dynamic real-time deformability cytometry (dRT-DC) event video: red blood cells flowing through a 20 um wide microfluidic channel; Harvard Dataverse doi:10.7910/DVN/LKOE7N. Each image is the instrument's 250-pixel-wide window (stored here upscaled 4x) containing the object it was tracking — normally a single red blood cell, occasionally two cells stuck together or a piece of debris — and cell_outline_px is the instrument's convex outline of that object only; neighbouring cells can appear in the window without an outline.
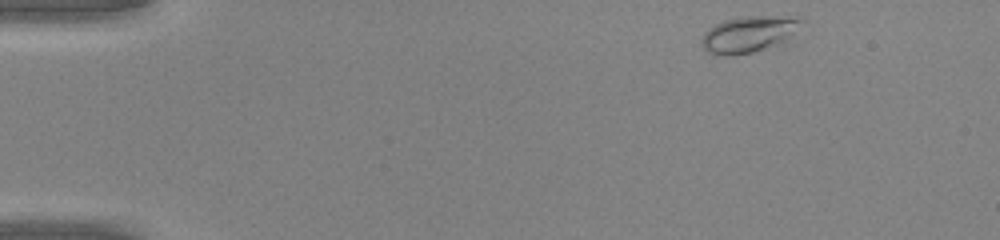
{"species": "common noctule bat (a hibernating species)", "species_latin": "Nyctalus noctula", "temperature_condition": "warm", "stored_images_in_passage": 41, "camera_frame_rate_fps": 3000, "um_per_image_px": 0.085, "animal": {"sex": "male", "body_mass_g": 20.0, "forearm_length_mm": 53.3}, "frame": {"image": 1, "passage_image": 1, "time_ms": 0.0, "image_size_px": [1000, 240], "cell_outline_px": [[804, 20], [788, 36], [776, 44], [752, 52], [732, 56], [712, 56], [700, 44], [700, 40], [704, 32], [716, 24], [724, 20], [740, 16], [800, 16]], "centroid_in_image_um": [63.54, 2.9], "position_along_channel_um": 21.5, "area_um2": 20.98}}
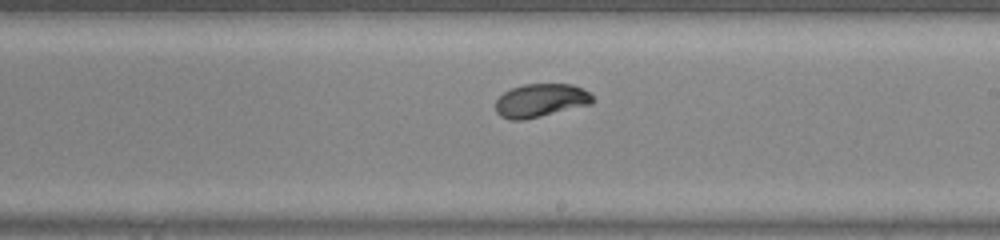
{"frame": {"image": 2, "passage_image": 23, "time_ms": 7.333, "image_size_px": [1000, 240], "cell_outline_px": [[596, 100], [592, 104], [524, 120], [512, 120], [500, 116], [496, 112], [496, 100], [504, 92], [512, 88], [524, 84], [572, 84], [588, 92]], "centroid_in_image_um": [45.96, 8.54], "position_along_channel_um": 243.0, "area_um2": 18.84}}
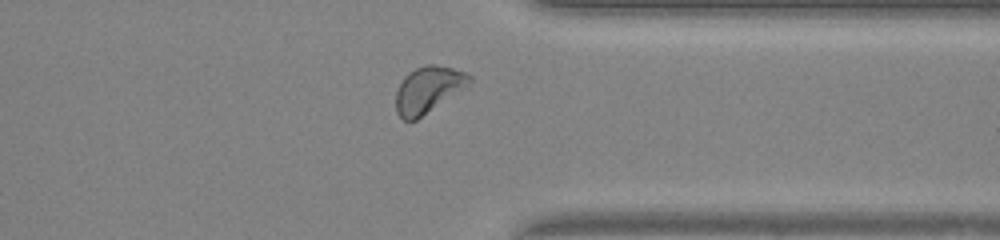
{"frame": {"image": 3, "passage_image": 32, "time_ms": 10.333, "image_size_px": [1000, 240], "cell_outline_px": [[472, 80], [468, 84], [416, 120], [404, 120], [396, 112], [396, 92], [404, 76], [408, 72], [416, 68], [428, 64], [436, 64], [452, 68], [464, 72], [472, 76]], "centroid_in_image_um": [36.36, 7.59], "position_along_channel_um": 375.0, "area_um2": 19.36}}